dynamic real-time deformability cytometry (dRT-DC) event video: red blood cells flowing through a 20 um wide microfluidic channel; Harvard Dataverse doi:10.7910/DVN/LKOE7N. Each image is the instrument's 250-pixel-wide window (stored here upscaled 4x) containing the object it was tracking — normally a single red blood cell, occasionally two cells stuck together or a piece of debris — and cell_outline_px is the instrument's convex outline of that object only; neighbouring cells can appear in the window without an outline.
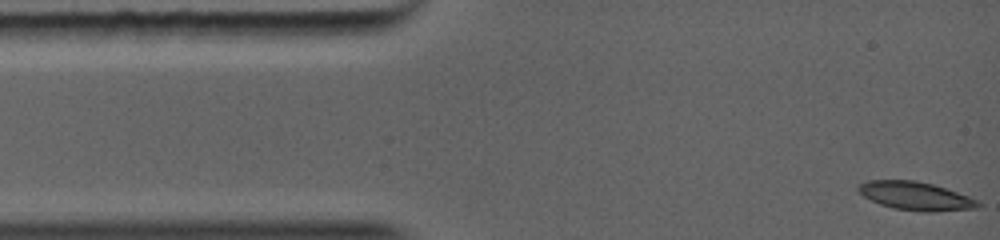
{"species": "common noctule bat (a hibernating species)", "species_latin": "Nyctalus noctula", "temperature_condition": "warm", "stored_images_in_passage": 11, "camera_frame_rate_fps": 5000, "um_per_image_px": 0.085, "animal": {"sex": "female", "body_mass_g": 19.0, "forearm_length_mm": 56.7}, "frame": {"image": 1, "passage_image": 1, "time_ms": 0.0, "image_size_px": [1000, 240], "cell_outline_px": [[980, 204], [976, 208], [932, 212], [924, 212], [896, 208], [880, 204], [864, 196], [856, 188], [860, 184], [868, 180], [916, 180], [932, 184], [968, 196], [976, 200]], "centroid_in_image_um": [77.81, 16.65], "position_along_channel_um": 7.2, "area_um2": 19.42}}
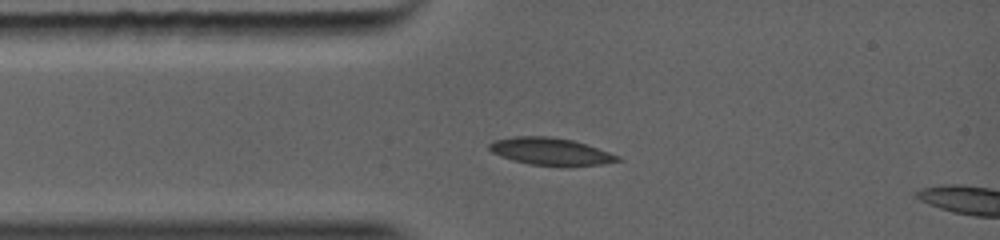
{"frame": {"image": 2, "passage_image": 9, "time_ms": 2.0, "image_size_px": [1000, 240], "cell_outline_px": [[624, 160], [604, 164], [568, 168], [528, 164], [512, 160], [500, 156], [492, 152], [488, 148], [488, 144], [496, 140], [524, 136], [536, 136], [572, 140], [620, 156]], "centroid_in_image_um": [46.85, 12.93], "position_along_channel_um": 38.2, "area_um2": 20.52}}